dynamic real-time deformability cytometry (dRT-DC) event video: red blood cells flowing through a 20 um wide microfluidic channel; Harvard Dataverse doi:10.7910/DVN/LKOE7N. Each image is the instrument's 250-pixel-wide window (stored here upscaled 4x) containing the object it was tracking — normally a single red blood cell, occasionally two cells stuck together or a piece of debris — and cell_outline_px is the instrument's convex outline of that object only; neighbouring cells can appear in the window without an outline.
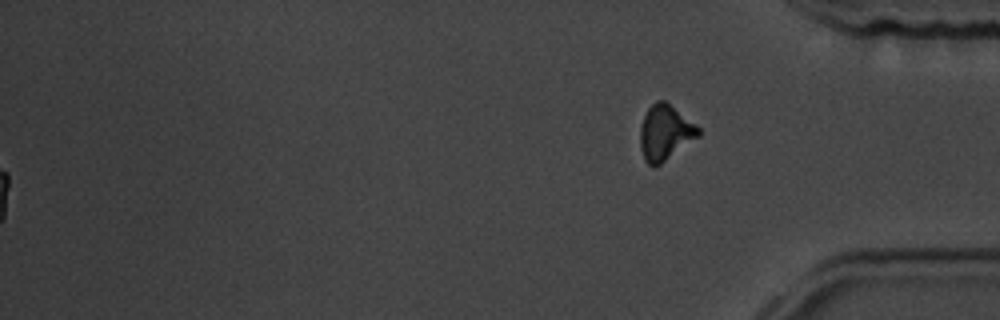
{"species": "common noctule bat (a hibernating species)", "species_latin": "Nyctalus noctula", "temperature_condition": "room temperature", "stored_images_in_passage": 61, "segment_of_instrument_passage": [2, 2], "camera_frame_rate_fps": 3000, "um_per_image_px": 0.085, "animal": {"sex": "male", "body_mass_g": 19.5, "forearm_length_mm": 54.6}, "frame": {"image": 1, "passage_image": 61, "time_ms": 20.0, "image_size_px": [1000, 320], "cell_outline_px": [[700, 136], [656, 168], [652, 168], [644, 160], [640, 148], [640, 128], [644, 116], [648, 108], [656, 100], [664, 100], [696, 124], [700, 128]], "centroid_in_image_um": [56.53, 11.31], "position_along_channel_um": 378.7, "area_um2": 19.02}}